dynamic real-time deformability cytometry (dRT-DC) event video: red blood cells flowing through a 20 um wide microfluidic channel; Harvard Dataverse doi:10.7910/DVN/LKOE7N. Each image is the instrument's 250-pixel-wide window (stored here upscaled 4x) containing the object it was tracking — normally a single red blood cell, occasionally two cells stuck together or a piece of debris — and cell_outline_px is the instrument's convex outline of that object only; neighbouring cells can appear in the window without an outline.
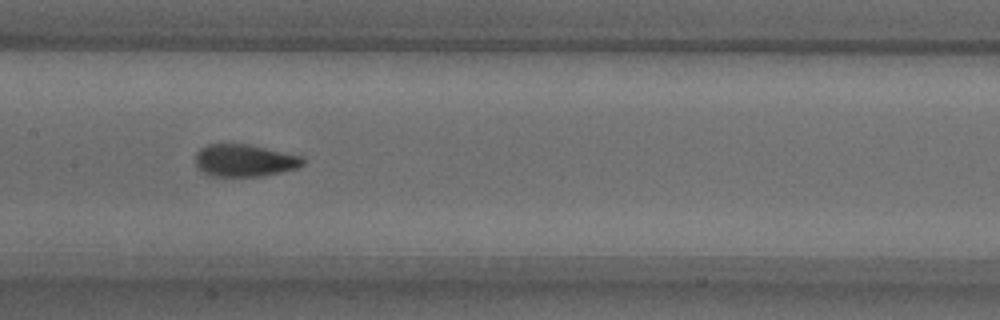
{"species": "common noctule bat (a hibernating species)", "species_latin": "Nyctalus noctula", "temperature_condition": "warm", "stored_images_in_passage": 52, "camera_frame_rate_fps": 3000, "um_per_image_px": 0.085, "animal": {"sex": "male", "body_mass_g": 18.8}, "frame": {"image": 1, "passage_image": 25, "time_ms": 8.0, "image_size_px": [1000, 320], "cell_outline_px": [[304, 164], [296, 168], [264, 176], [212, 176], [204, 172], [196, 164], [196, 152], [200, 148], [208, 144], [252, 144], [304, 156]], "centroid_in_image_um": [20.83, 13.62], "position_along_channel_um": 186.6, "area_um2": 20.35}}
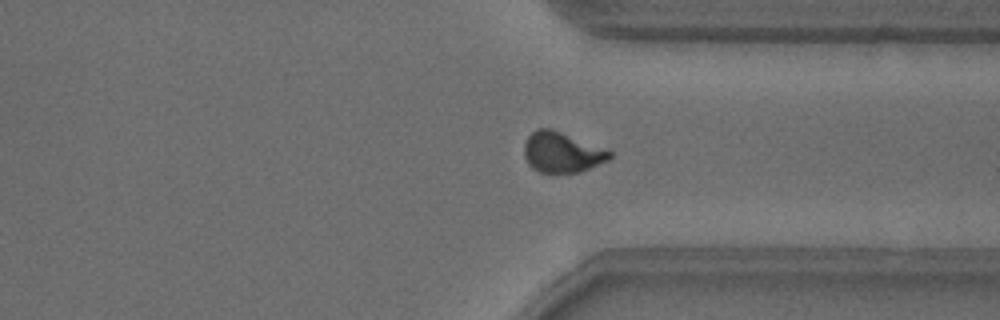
{"frame": {"image": 2, "passage_image": 39, "time_ms": 12.667, "image_size_px": [1000, 320], "cell_outline_px": [[612, 156], [608, 160], [580, 172], [540, 172], [532, 168], [528, 164], [524, 156], [524, 140], [536, 128], [552, 128], [608, 148], [612, 152]], "centroid_in_image_um": [47.78, 12.91], "position_along_channel_um": 363.6, "area_um2": 20.52}}
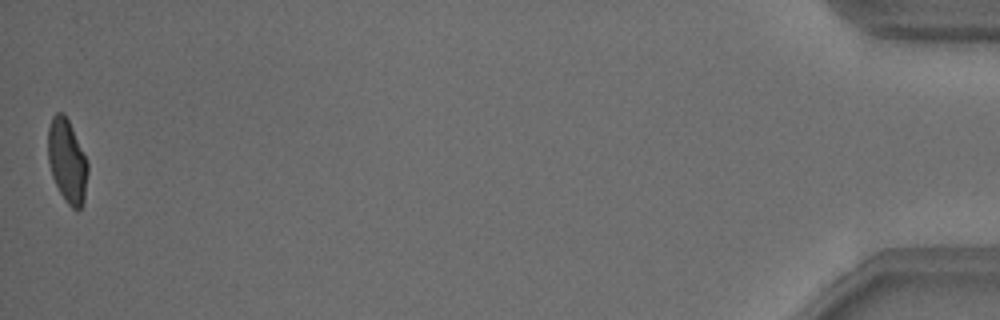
{"frame": {"image": 3, "passage_image": 52, "time_ms": 17.0, "image_size_px": [1000, 320], "cell_outline_px": [[88, 172], [84, 204], [76, 212], [68, 204], [60, 192], [52, 176], [48, 160], [48, 128], [52, 116], [56, 112], [64, 112], [72, 128], [88, 164]], "centroid_in_image_um": [5.71, 13.71], "position_along_channel_um": 429.5, "area_um2": 19.31}, "authors_computed_cell_mechanics": {"area_um2": 20.23, "velocity_mm_per_s": 3.8145, "shape_relaxation_time_tau1_ms": 4.681, "shape_relaxation_time_tau2_ms": null, "deformation_change_tau1": 0.1601, "deformation_change_tau2": null}}